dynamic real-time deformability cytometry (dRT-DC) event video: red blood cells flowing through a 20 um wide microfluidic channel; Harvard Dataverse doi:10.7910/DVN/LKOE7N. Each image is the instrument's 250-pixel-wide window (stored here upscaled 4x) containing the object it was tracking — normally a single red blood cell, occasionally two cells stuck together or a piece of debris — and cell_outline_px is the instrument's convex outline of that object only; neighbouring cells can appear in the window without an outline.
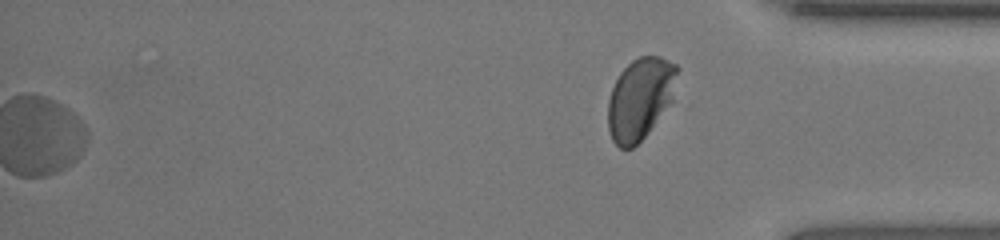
{"species": "human", "species_latin": "Homo sapiens", "temperature_condition": "room temperature", "stored_images_in_passage": 56, "segment_of_instrument_passage": [2, 2], "camera_frame_rate_fps": 3000, "um_per_image_px": 0.085, "donor": {"sex": "female"}, "frame": {"image": 1, "passage_image": 56, "time_ms": 18.333, "image_size_px": [1000, 240], "cell_outline_px": [[680, 68], [672, 100], [648, 132], [632, 148], [620, 148], [612, 140], [608, 128], [608, 100], [612, 88], [620, 72], [632, 60], [640, 56], [660, 56], [676, 64]], "centroid_in_image_um": [54.42, 8.35], "position_along_channel_um": 380.8, "area_um2": 32.83}}